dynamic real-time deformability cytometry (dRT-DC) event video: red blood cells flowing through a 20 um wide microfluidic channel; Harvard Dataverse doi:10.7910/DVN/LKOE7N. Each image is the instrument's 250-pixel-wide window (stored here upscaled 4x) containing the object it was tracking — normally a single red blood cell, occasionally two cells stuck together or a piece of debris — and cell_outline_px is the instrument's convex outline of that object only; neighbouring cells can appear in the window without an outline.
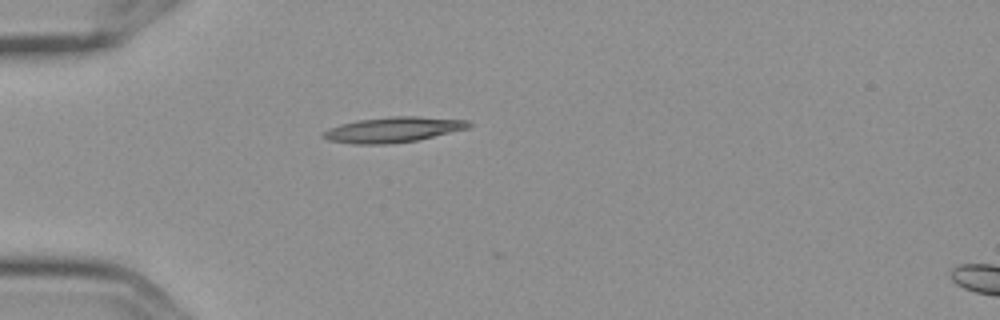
{"species": "Egyptian fruit bat (a non-hibernating species)", "species_latin": "Rousettus aegyptiacus", "temperature_condition": "cold", "stored_images_in_passage": 2, "camera_frame_rate_fps": 3000, "um_per_image_px": 0.085, "frame": {"image": 1, "passage_image": 1, "time_ms": 0.0, "image_size_px": [1000, 320], "cell_outline_px": [[472, 124], [468, 128], [416, 140], [388, 144], [352, 144], [328, 140], [320, 136], [320, 132], [328, 128], [340, 124], [356, 120], [388, 116], [416, 116], [468, 120]], "centroid_in_image_um": [33.33, 11.01], "position_along_channel_um": 51.7, "area_um2": 21.62}}